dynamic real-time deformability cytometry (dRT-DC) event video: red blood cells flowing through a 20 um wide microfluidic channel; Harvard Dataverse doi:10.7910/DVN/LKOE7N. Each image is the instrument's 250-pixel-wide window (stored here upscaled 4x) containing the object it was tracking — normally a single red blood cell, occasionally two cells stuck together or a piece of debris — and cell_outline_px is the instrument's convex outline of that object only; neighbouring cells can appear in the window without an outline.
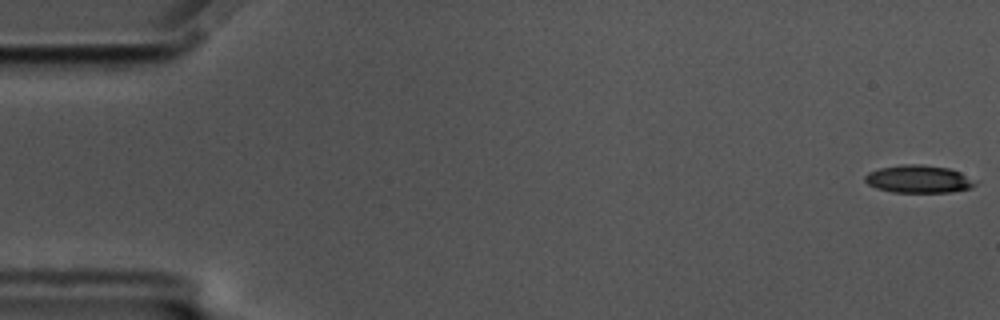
{"species": "common noctule bat (a hibernating species)", "species_latin": "Nyctalus noctula", "temperature_condition": "cold", "stored_images_in_passage": 58, "camera_frame_rate_fps": 3000, "um_per_image_px": 0.085, "animal": {"sex": "male", "body_mass_g": 17.5, "forearm_length_mm": 52.3}, "frame": {"image": 1, "passage_image": 1, "time_ms": 0.0, "image_size_px": [1000, 320], "cell_outline_px": [[980, 180], [972, 188], [952, 192], [892, 192], [876, 188], [868, 184], [864, 180], [864, 176], [868, 172], [880, 168], [904, 164], [920, 164], [952, 168]], "centroid_in_image_um": [78.16, 15.21], "position_along_channel_um": 6.8, "area_um2": 18.21}}
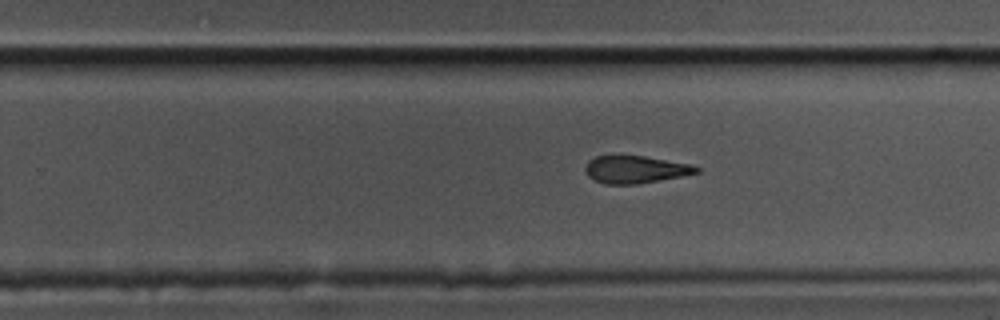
{"frame": {"image": 2, "passage_image": 36, "time_ms": 11.667, "image_size_px": [1000, 320], "cell_outline_px": [[700, 172], [680, 176], [636, 184], [604, 184], [588, 176], [584, 168], [588, 160], [596, 156], [612, 152], [644, 156], [692, 164], [700, 168]], "centroid_in_image_um": [53.95, 14.35], "position_along_channel_um": 275.9, "area_um2": 18.32}}
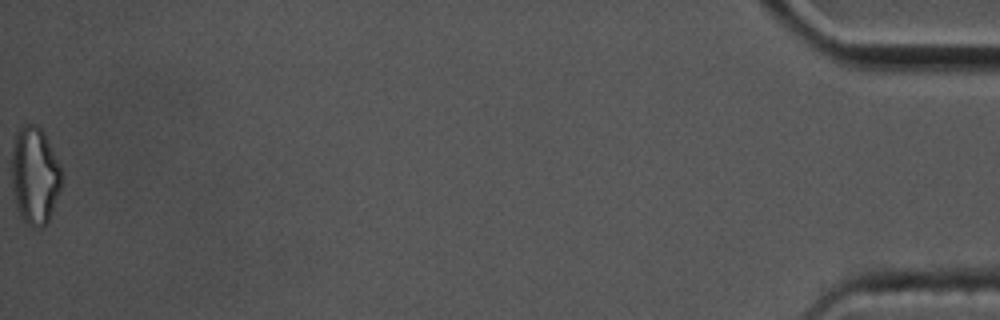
{"frame": {"image": 3, "passage_image": 58, "time_ms": 19.0, "image_size_px": [1000, 320], "cell_outline_px": [[64, 172], [60, 188], [48, 220], [40, 228], [32, 228], [20, 216], [16, 208], [12, 192], [12, 152], [16, 132], [24, 124], [36, 124], [44, 132]], "centroid_in_image_um": [2.95, 14.91], "position_along_channel_um": 432.2, "area_um2": 28.55}, "authors_computed_cell_mechanics": {"area_um2": 19.1607, "velocity_mm_per_s": 3.5175, "shape_relaxation_time_tau1_ms": 7.7311, "shape_relaxation_time_tau2_ms": 2.2374, "deformation_change_tau1": 0.1894, "deformation_change_tau2": 0.1038}}